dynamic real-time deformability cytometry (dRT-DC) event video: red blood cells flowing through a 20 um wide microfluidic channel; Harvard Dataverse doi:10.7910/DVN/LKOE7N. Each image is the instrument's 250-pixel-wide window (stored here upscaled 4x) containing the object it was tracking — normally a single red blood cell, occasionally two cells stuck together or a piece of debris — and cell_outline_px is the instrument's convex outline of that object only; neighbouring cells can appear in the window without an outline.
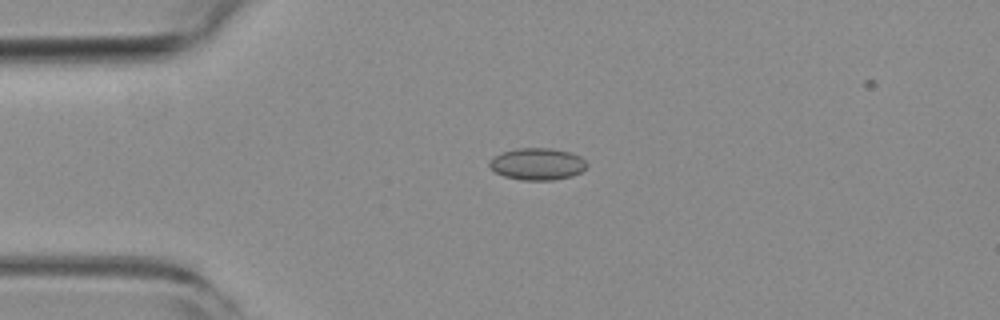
{"species": "common noctule bat (a hibernating species)", "species_latin": "Nyctalus noctula", "temperature_condition": "room temperature", "stored_images_in_passage": 48, "camera_frame_rate_fps": 3000, "um_per_image_px": 0.085, "animal": {"sex": "female", "body_mass_g": 19.3, "forearm_length_mm": 54.1}, "frame": {"image": 1, "passage_image": 7, "time_ms": 2.0, "image_size_px": [1000, 320], "cell_outline_px": [[588, 164], [580, 172], [572, 176], [552, 180], [520, 180], [504, 176], [496, 172], [488, 164], [488, 160], [492, 156], [500, 152], [516, 148], [548, 148], [572, 152], [580, 156]], "centroid_in_image_um": [45.64, 13.93], "position_along_channel_um": 39.4, "area_um2": 18.26}}
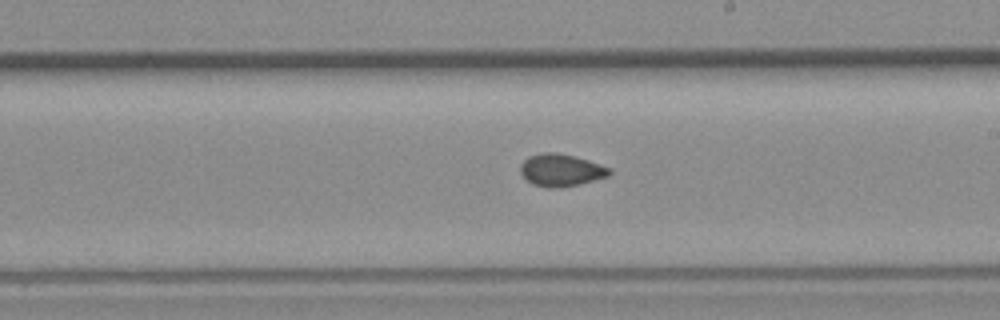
{"frame": {"image": 2, "passage_image": 25, "time_ms": 8.0, "image_size_px": [1000, 320], "cell_outline_px": [[612, 172], [608, 176], [580, 184], [560, 188], [544, 188], [532, 184], [520, 172], [520, 164], [528, 156], [544, 152], [556, 152], [588, 160], [600, 164], [608, 168]], "centroid_in_image_um": [47.65, 14.47], "position_along_channel_um": 241.3, "area_um2": 16.76}}
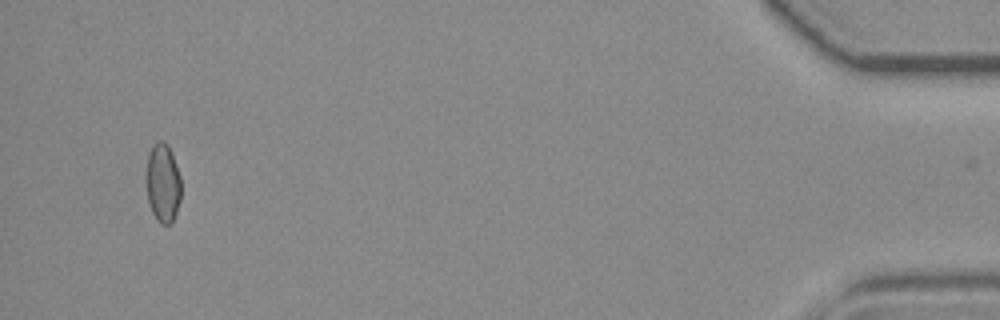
{"frame": {"image": 3, "passage_image": 46, "time_ms": 15.0, "image_size_px": [1000, 320], "cell_outline_px": [[180, 200], [172, 224], [160, 224], [156, 220], [152, 212], [148, 200], [144, 180], [144, 176], [148, 156], [152, 144], [160, 140], [164, 140], [168, 144], [172, 152], [180, 176]], "centroid_in_image_um": [13.81, 15.53], "position_along_channel_um": 421.4, "area_um2": 16.53}, "authors_computed_cell_mechanics": {"area_um2": 16.5308, "velocity_mm_per_s": 3.8091, "shape_relaxation_time_tau1_ms": null, "shape_relaxation_time_tau2_ms": 3.7806, "deformation_change_tau1": null, "deformation_change_tau2": 0.065}}